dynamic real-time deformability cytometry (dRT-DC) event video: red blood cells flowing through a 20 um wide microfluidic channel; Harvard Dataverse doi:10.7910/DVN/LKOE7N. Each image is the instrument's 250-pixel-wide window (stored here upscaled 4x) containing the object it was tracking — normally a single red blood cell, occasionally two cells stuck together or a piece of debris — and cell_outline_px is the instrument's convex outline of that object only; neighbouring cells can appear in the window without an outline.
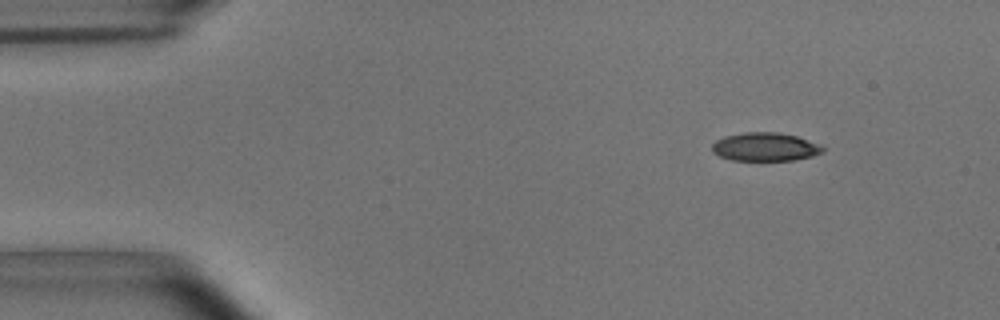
{"species": "common noctule bat (a hibernating species)", "species_latin": "Nyctalus noctula", "temperature_condition": "room temperature", "stored_images_in_passage": 4, "camera_frame_rate_fps": 3000, "um_per_image_px": 0.085, "animal": {"sex": "male", "body_mass_g": 15.6}, "frame": {"image": 1, "passage_image": 1, "time_ms": 0.0, "image_size_px": [1000, 320], "cell_outline_px": [[824, 152], [812, 156], [796, 160], [732, 160], [720, 156], [712, 152], [712, 144], [716, 140], [724, 136], [744, 132], [780, 132], [796, 136], [820, 144], [824, 148]], "centroid_in_image_um": [65.04, 12.48], "position_along_channel_um": 20.0, "area_um2": 18.44}}